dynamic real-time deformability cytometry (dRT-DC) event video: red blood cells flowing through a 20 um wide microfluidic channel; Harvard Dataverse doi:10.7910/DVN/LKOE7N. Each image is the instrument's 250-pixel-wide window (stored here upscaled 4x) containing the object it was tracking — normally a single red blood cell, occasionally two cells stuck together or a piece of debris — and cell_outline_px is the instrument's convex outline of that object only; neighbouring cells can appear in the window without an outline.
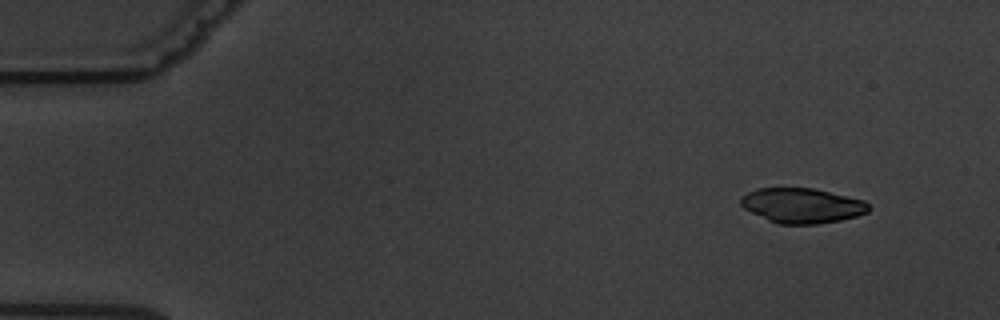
{"species": "common noctule bat (a hibernating species)", "species_latin": "Nyctalus noctula", "temperature_condition": "warm", "stored_images_in_passage": 4, "camera_frame_rate_fps": 3000, "um_per_image_px": 0.085, "animal": {"sex": "male", "body_mass_g": 19.5, "forearm_length_mm": 54.6}, "frame": {"image": 1, "passage_image": 1, "time_ms": 0.0, "image_size_px": [1000, 320], "cell_outline_px": [[872, 208], [868, 212], [856, 216], [840, 220], [816, 224], [780, 224], [768, 220], [744, 208], [740, 204], [740, 196], [756, 188], [812, 188], [864, 200]], "centroid_in_image_um": [68.17, 17.47], "position_along_channel_um": 16.8, "area_um2": 25.95}}